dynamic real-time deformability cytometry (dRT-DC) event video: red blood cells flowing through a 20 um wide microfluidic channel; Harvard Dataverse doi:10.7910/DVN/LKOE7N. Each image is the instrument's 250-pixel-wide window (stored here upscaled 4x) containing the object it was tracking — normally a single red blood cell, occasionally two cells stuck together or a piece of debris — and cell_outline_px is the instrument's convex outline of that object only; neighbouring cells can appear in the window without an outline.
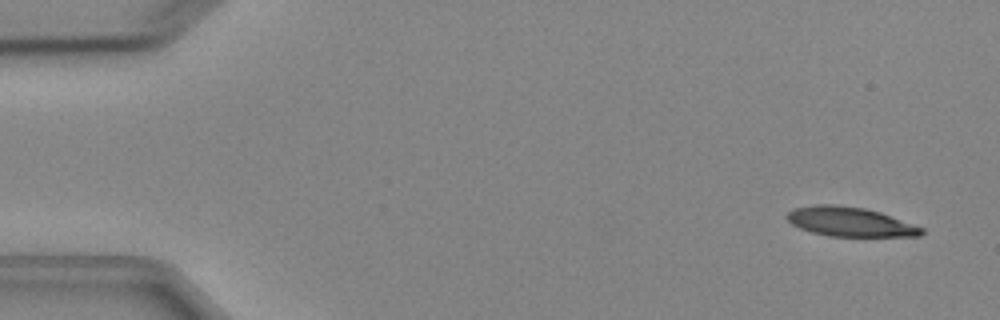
{"species": "Egyptian fruit bat (a non-hibernating species)", "species_latin": "Rousettus aegyptiacus", "temperature_condition": "cold", "stored_images_in_passage": 6, "camera_frame_rate_fps": 3000, "um_per_image_px": 0.085, "animal": {"sex": "female"}, "frame": {"image": 1, "passage_image": 1, "time_ms": 0.0, "image_size_px": [1000, 320], "cell_outline_px": [[924, 232], [920, 236], [828, 236], [812, 232], [800, 228], [792, 224], [784, 216], [792, 208], [812, 204], [836, 204], [864, 208], [880, 212], [924, 228]], "centroid_in_image_um": [72.21, 18.84], "position_along_channel_um": 12.8, "area_um2": 23.12}}
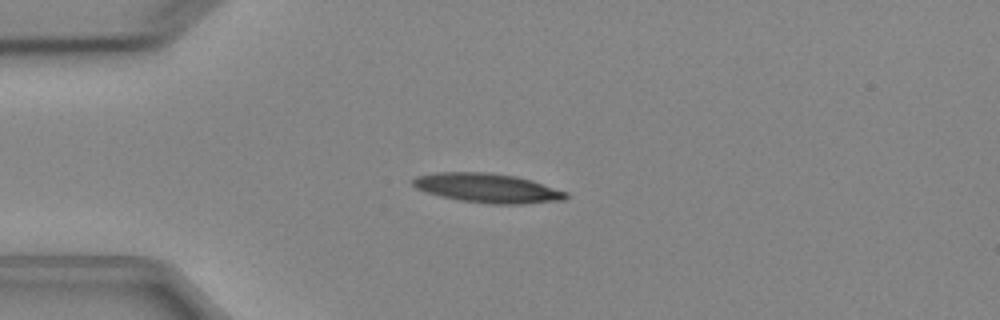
{"frame": {"image": 2, "passage_image": 3, "time_ms": 3.333, "image_size_px": [1000, 320], "cell_outline_px": [[568, 196], [564, 200], [524, 204], [488, 204], [460, 200], [440, 196], [416, 188], [412, 184], [412, 180], [416, 176], [436, 172], [488, 172], [516, 176], [532, 180], [568, 192]], "centroid_in_image_um": [41.46, 15.98], "position_along_channel_um": 43.5, "area_um2": 26.24}}